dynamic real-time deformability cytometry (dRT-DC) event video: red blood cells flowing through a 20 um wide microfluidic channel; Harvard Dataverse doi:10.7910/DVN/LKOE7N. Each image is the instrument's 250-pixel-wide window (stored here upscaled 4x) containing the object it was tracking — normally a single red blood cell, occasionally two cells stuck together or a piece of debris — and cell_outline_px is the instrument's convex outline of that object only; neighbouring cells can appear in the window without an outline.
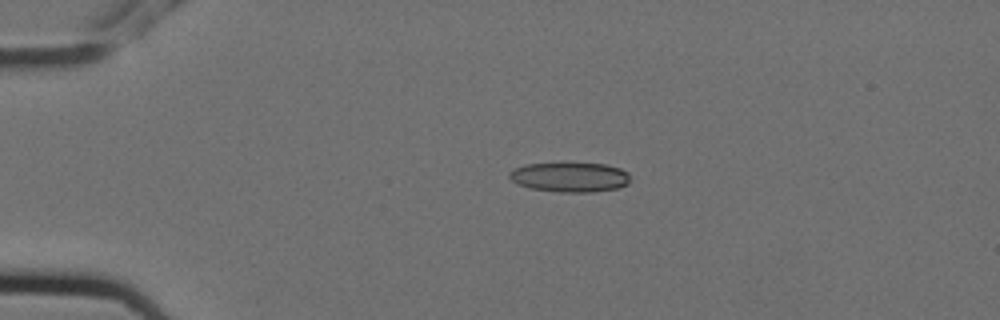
{"species": "Egyptian fruit bat (a non-hibernating species)", "species_latin": "Rousettus aegyptiacus", "temperature_condition": "cold", "stored_images_in_passage": 5, "camera_frame_rate_fps": 3000, "um_per_image_px": 0.085, "animal": {"sex": "female"}, "frame": {"image": 1, "passage_image": 3, "time_ms": 0.667, "image_size_px": [1000, 320], "cell_outline_px": [[628, 184], [620, 188], [592, 192], [560, 192], [532, 188], [516, 184], [508, 176], [508, 172], [512, 168], [524, 164], [604, 164], [620, 168], [628, 172]], "centroid_in_image_um": [48.41, 15.06], "position_along_channel_um": 36.6, "area_um2": 20.81}}